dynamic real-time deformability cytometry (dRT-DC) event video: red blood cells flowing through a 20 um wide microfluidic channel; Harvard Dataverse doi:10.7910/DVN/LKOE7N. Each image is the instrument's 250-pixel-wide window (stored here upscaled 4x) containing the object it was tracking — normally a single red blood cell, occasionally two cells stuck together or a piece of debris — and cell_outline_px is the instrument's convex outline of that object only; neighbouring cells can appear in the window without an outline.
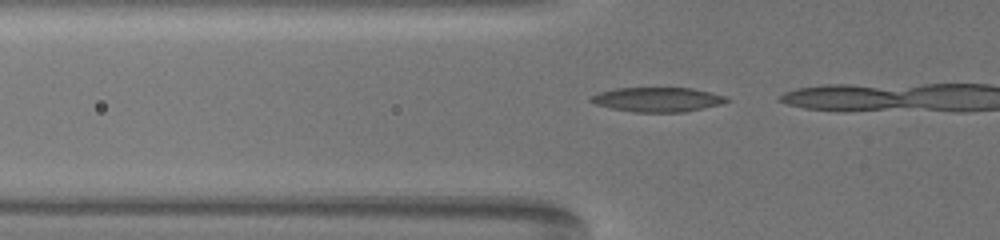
{"species": "common noctule bat (a hibernating species)", "species_latin": "Nyctalus noctula", "temperature_condition": "warm", "stored_images_in_passage": 4, "camera_frame_rate_fps": 3000, "um_per_image_px": 0.085, "animal": {"sex": "female", "body_mass_g": 19.5, "forearm_length_mm": 54.1}, "frame": {"image": 1, "passage_image": 2, "time_ms": 0.333, "image_size_px": [1000, 240], "cell_outline_px": [[732, 100], [720, 104], [704, 108], [684, 112], [636, 112], [612, 108], [596, 104], [588, 100], [592, 96], [600, 92], [616, 88], [692, 88], [724, 96]], "centroid_in_image_um": [55.9, 8.46], "position_along_channel_um": 69.9, "area_um2": 19.13}}